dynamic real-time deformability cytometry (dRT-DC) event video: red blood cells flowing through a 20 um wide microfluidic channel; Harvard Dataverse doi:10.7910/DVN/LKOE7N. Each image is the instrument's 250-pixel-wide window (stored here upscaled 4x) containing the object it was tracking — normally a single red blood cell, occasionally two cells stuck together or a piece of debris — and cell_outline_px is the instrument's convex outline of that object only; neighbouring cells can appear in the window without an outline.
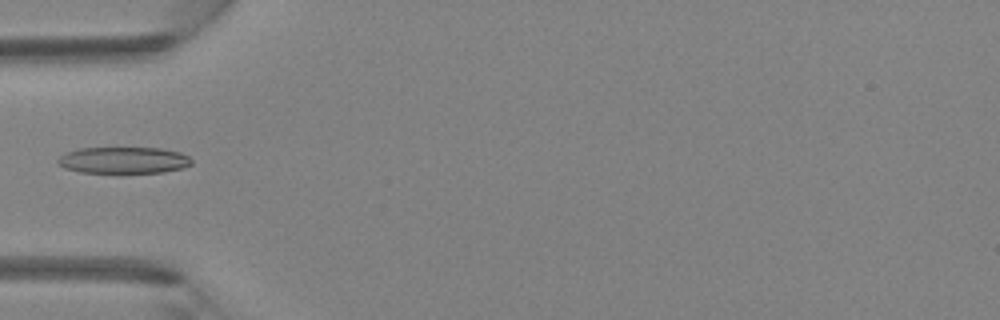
{"species": "Egyptian fruit bat (a non-hibernating species)", "species_latin": "Rousettus aegyptiacus", "temperature_condition": "room temperature", "stored_images_in_passage": 4, "camera_frame_rate_fps": 3000, "um_per_image_px": 0.085, "animal": {"sex": "female"}, "frame": {"image": 1, "passage_image": 4, "time_ms": 1.0, "image_size_px": [1000, 320], "cell_outline_px": [[192, 164], [184, 168], [164, 172], [120, 176], [80, 172], [64, 168], [56, 164], [56, 160], [60, 156], [68, 152], [80, 148], [160, 148], [180, 152], [188, 156], [192, 160]], "centroid_in_image_um": [10.5, 13.68], "position_along_channel_um": 74.5, "area_um2": 21.85}}